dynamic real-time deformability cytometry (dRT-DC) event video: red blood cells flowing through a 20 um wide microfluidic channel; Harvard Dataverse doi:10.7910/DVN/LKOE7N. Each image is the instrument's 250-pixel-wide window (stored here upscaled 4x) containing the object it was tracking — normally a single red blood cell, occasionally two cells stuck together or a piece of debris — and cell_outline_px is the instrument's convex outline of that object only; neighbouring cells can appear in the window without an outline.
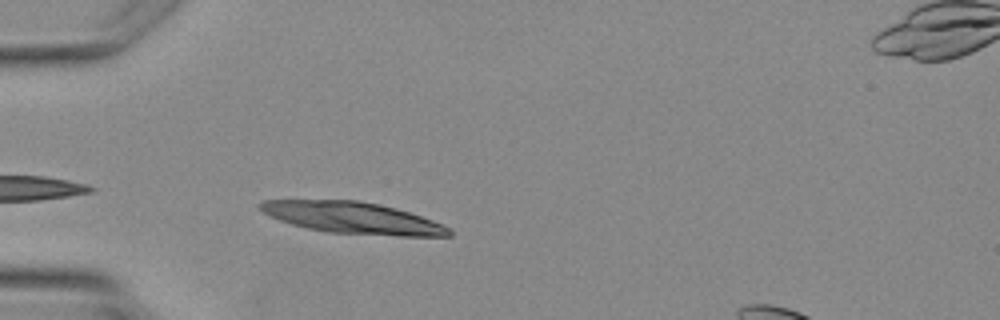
{"species": "Egyptian fruit bat (a non-hibernating species)", "species_latin": "Rousettus aegyptiacus", "temperature_condition": "warm", "stored_images_in_passage": 3, "camera_frame_rate_fps": 3000, "um_per_image_px": 0.085, "animal": {"sex": "female"}, "frame": {"image": 1, "passage_image": 2, "time_ms": 1.333, "image_size_px": [1000, 320], "cell_outline_px": [[452, 236], [400, 236], [324, 232], [304, 228], [280, 220], [264, 212], [260, 208], [260, 204], [264, 200], [356, 200], [396, 208], [432, 220], [448, 228], [452, 232]], "centroid_in_image_um": [29.98, 18.53], "position_along_channel_um": 55.0, "area_um2": 34.33}}